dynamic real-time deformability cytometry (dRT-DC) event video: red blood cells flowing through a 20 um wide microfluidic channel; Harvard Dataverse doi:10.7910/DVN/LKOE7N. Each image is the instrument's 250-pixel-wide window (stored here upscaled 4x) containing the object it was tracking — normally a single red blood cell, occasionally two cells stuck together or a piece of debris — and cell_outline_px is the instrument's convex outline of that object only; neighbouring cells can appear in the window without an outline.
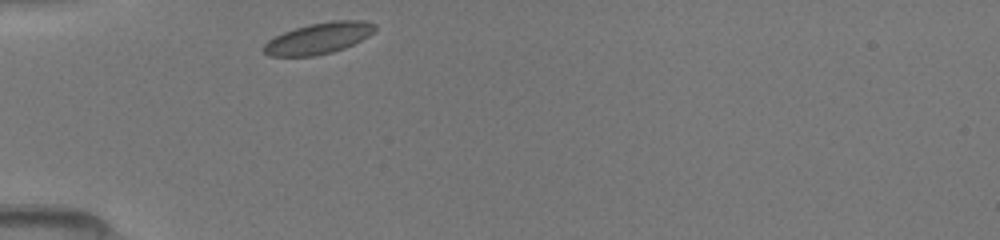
{"species": "common noctule bat (a hibernating species)", "species_latin": "Nyctalus noctula", "temperature_condition": "room temperature", "stored_images_in_passage": 28, "camera_frame_rate_fps": 3000, "um_per_image_px": 0.085, "animal": {"sex": "female", "body_mass_g": 19.5, "forearm_length_mm": 54.1}, "frame": {"image": 1, "passage_image": 1, "time_ms": 0.0, "image_size_px": [1000, 240], "cell_outline_px": [[376, 28], [368, 36], [344, 48], [332, 52], [312, 56], [268, 56], [260, 48], [268, 40], [284, 32], [308, 24], [332, 20], [364, 20], [376, 24]], "centroid_in_image_um": [27.06, 3.25], "position_along_channel_um": 57.9, "area_um2": 20.17}}
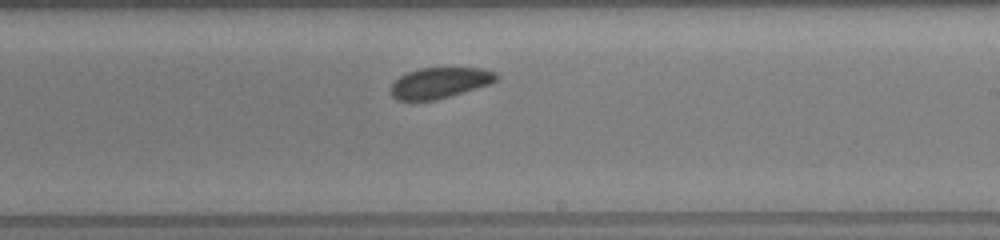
{"frame": {"image": 2, "passage_image": 16, "time_ms": 5.0, "image_size_px": [1000, 240], "cell_outline_px": [[500, 76], [496, 80], [488, 84], [452, 96], [436, 100], [396, 100], [392, 96], [392, 84], [400, 76], [408, 72], [420, 68], [480, 68], [496, 72]], "centroid_in_image_um": [37.4, 7.04], "position_along_channel_um": 251.6, "area_um2": 18.79}}
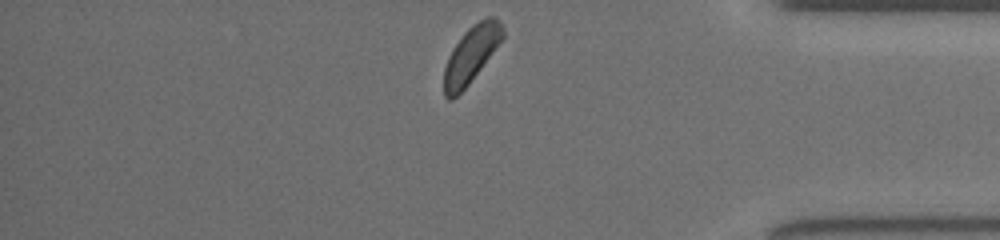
{"frame": {"image": 3, "passage_image": 28, "time_ms": 9.0, "image_size_px": [1000, 240], "cell_outline_px": [[504, 36], [468, 84], [452, 100], [448, 100], [444, 96], [444, 68], [448, 56], [452, 48], [464, 32], [472, 24], [488, 16], [492, 16], [500, 24], [504, 32]], "centroid_in_image_um": [40.0, 4.64], "position_along_channel_um": 395.2, "area_um2": 18.84}}